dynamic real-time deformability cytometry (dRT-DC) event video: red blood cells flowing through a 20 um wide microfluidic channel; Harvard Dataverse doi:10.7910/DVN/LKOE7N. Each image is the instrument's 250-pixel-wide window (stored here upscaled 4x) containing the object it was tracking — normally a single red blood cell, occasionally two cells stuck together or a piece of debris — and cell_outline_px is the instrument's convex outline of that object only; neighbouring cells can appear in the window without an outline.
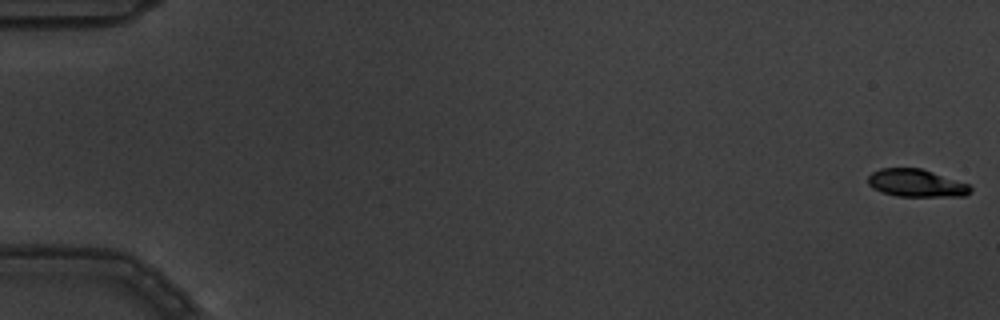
{"species": "common noctule bat (a hibernating species)", "species_latin": "Nyctalus noctula", "temperature_condition": "warm", "stored_images_in_passage": 6, "camera_frame_rate_fps": 3000, "um_per_image_px": 0.085, "animal": {"sex": "male", "body_mass_g": 19.5, "forearm_length_mm": 54.6}, "frame": {"image": 1, "passage_image": 1, "time_ms": 0.0, "image_size_px": [1000, 320], "cell_outline_px": [[972, 192], [964, 196], [896, 196], [880, 192], [872, 188], [868, 184], [868, 176], [872, 172], [880, 168], [920, 168], [968, 184], [972, 188]], "centroid_in_image_um": [77.85, 15.57], "position_along_channel_um": 7.2, "area_um2": 16.47}}
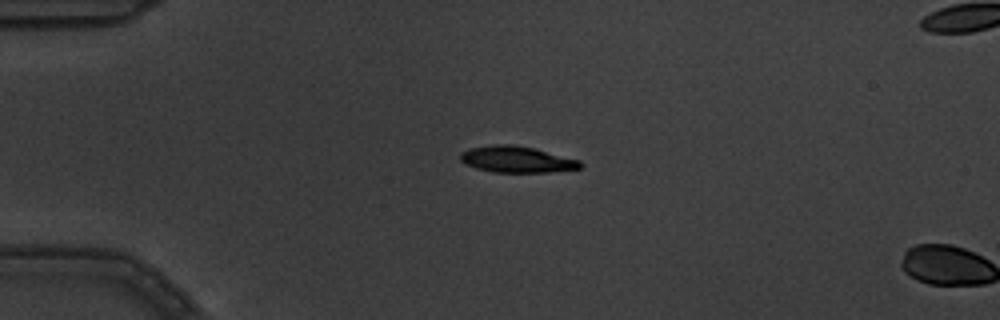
{"frame": {"image": 2, "passage_image": 5, "time_ms": 1.333, "image_size_px": [1000, 320], "cell_outline_px": [[584, 164], [580, 168], [548, 172], [496, 172], [476, 168], [464, 164], [460, 160], [460, 152], [468, 148], [496, 144], [512, 144], [536, 148], [580, 160]], "centroid_in_image_um": [43.91, 13.54], "position_along_channel_um": 41.1, "area_um2": 18.55}}